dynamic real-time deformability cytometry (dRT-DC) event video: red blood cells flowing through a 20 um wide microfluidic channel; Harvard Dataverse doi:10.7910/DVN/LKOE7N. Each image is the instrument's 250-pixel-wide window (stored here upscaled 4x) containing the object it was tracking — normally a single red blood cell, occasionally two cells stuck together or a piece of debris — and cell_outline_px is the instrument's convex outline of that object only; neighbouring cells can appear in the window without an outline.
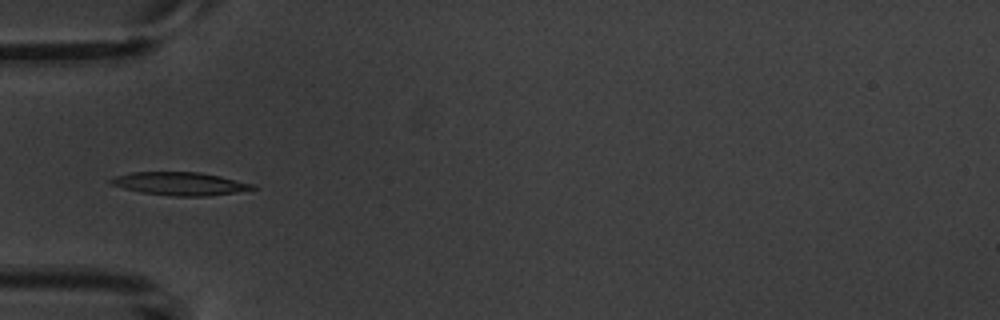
{"species": "common noctule bat (a hibernating species)", "species_latin": "Nyctalus noctula", "temperature_condition": "warm", "stored_images_in_passage": 5, "camera_frame_rate_fps": 3000, "um_per_image_px": 0.085, "animal": {"sex": "male", "body_mass_g": 20.1, "forearm_length_mm": 53.5}, "frame": {"image": 1, "passage_image": 5, "time_ms": 5.333, "image_size_px": [1000, 320], "cell_outline_px": [[260, 188], [236, 192], [208, 196], [172, 196], [140, 192], [108, 184], [108, 180], [116, 176], [132, 172], [200, 172], [220, 176], [252, 184]], "centroid_in_image_um": [15.27, 15.61], "position_along_channel_um": 69.7, "area_um2": 19.07}}